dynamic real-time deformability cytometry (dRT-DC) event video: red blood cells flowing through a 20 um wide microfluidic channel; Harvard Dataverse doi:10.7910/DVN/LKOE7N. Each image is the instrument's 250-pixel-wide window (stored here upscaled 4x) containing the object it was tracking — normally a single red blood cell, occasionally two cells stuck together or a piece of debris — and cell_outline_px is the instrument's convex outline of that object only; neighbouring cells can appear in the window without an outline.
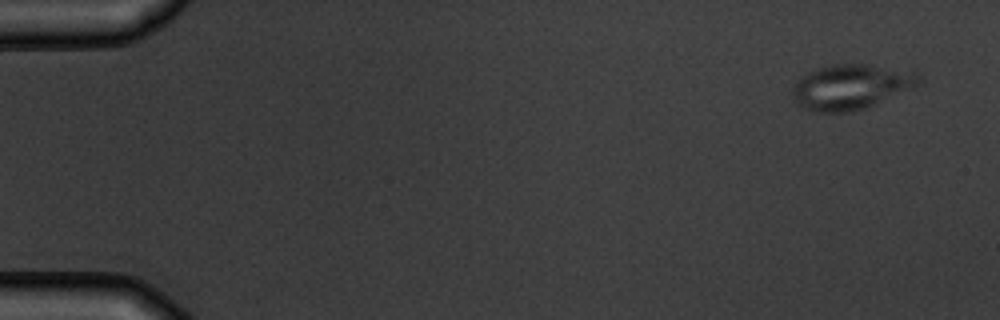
{"species": "common noctule bat (a hibernating species)", "species_latin": "Nyctalus noctula", "temperature_condition": "warm", "stored_images_in_passage": 5, "camera_frame_rate_fps": 3000, "um_per_image_px": 0.085, "animal": {"sex": "male", "body_mass_g": 19.5, "forearm_length_mm": 54.6}, "frame": {"image": 1, "passage_image": 1, "time_ms": 0.0, "image_size_px": [1000, 320], "cell_outline_px": [[924, 80], [916, 88], [864, 108], [848, 112], [812, 112], [804, 108], [792, 96], [792, 88], [796, 80], [800, 76], [816, 68], [832, 64], [872, 64], [916, 68]], "centroid_in_image_um": [72.46, 7.33], "position_along_channel_um": 12.5, "area_um2": 34.33}}